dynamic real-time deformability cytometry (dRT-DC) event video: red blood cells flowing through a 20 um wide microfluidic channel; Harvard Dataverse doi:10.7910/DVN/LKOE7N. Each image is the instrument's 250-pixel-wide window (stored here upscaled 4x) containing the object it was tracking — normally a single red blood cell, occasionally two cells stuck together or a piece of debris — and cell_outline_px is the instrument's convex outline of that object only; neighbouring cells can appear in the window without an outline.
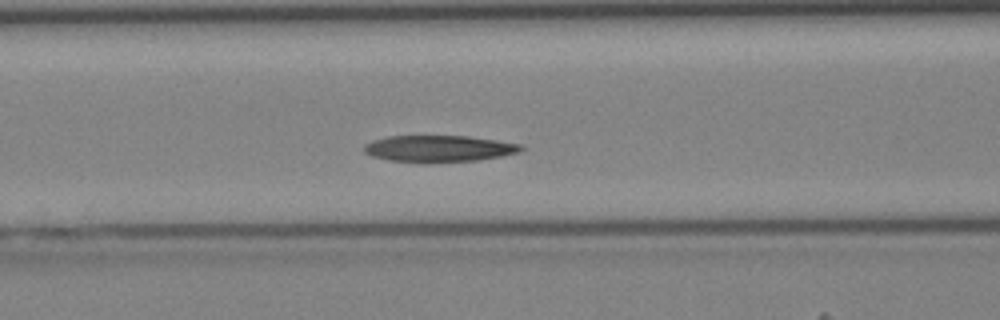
{"species": "Egyptian fruit bat (a non-hibernating species)", "species_latin": "Rousettus aegyptiacus", "temperature_condition": "cold", "stored_images_in_passage": 44, "segment_of_instrument_passage": [1, 2], "camera_frame_rate_fps": 3000, "um_per_image_px": 0.085, "animal": {"sex": "female"}, "frame": {"image": 1, "passage_image": 18, "time_ms": 5.667, "image_size_px": [1000, 320], "cell_outline_px": [[524, 148], [516, 152], [500, 156], [476, 160], [428, 164], [388, 160], [372, 156], [364, 152], [364, 144], [372, 140], [388, 136], [468, 136], [496, 140], [520, 144]], "centroid_in_image_um": [37.23, 12.64], "position_along_channel_um": 129.4, "area_um2": 24.51}}
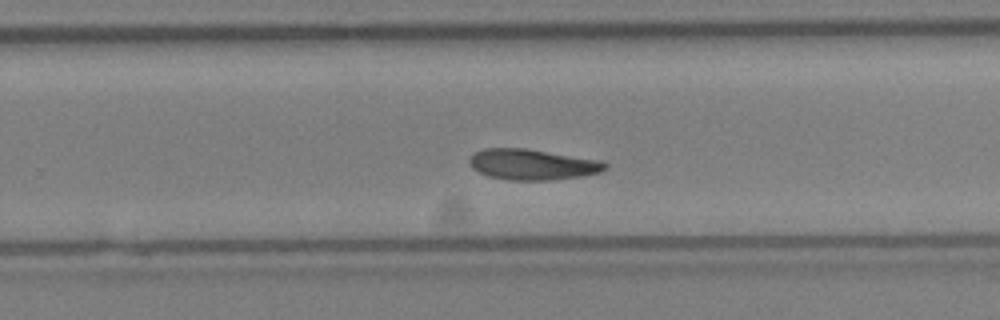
{"frame": {"image": 2, "passage_image": 28, "time_ms": 9.0, "image_size_px": [1000, 320], "cell_outline_px": [[608, 168], [600, 172], [580, 176], [548, 180], [508, 180], [488, 176], [472, 168], [468, 160], [476, 152], [484, 148], [524, 148], [596, 160], [608, 164]], "centroid_in_image_um": [45.21, 13.98], "position_along_channel_um": 284.6, "area_um2": 23.87}}
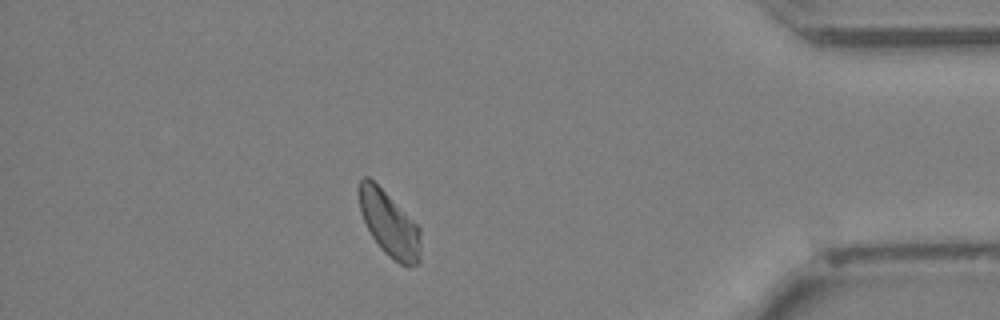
{"frame": {"image": 3, "passage_image": 38, "time_ms": 12.333, "image_size_px": [1000, 320], "cell_outline_px": [[420, 260], [416, 264], [408, 268], [392, 260], [380, 248], [372, 236], [360, 212], [360, 180], [364, 176], [368, 176], [420, 228]], "centroid_in_image_um": [33.11, 19.11], "position_along_channel_um": 402.1, "area_um2": 22.77}}